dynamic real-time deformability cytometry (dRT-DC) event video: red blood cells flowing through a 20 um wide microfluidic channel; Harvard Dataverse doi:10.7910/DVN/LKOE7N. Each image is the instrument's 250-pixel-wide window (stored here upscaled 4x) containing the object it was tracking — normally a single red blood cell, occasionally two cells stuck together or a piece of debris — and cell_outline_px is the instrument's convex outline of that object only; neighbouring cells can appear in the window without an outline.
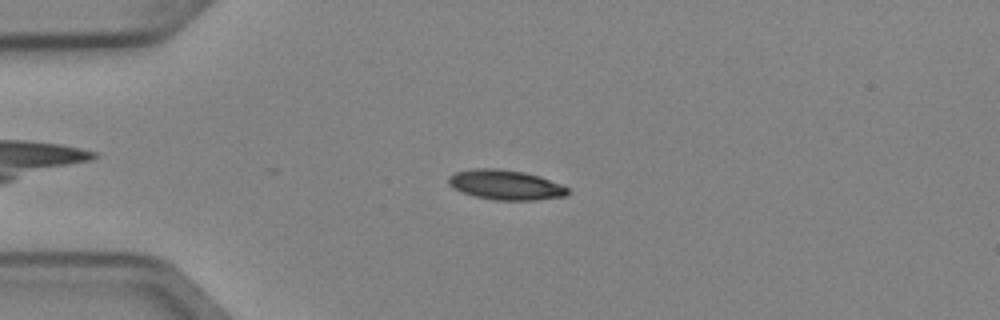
{"species": "Egyptian fruit bat (a non-hibernating species)", "species_latin": "Rousettus aegyptiacus", "temperature_condition": "cold", "stored_images_in_passage": 3, "segment_of_instrument_passage": [1, 2], "camera_frame_rate_fps": 3000, "um_per_image_px": 0.085, "animal": {"sex": "female"}, "frame": {"image": 1, "passage_image": 1, "time_ms": 0.0, "image_size_px": [1000, 320], "cell_outline_px": [[568, 192], [564, 196], [532, 200], [492, 200], [476, 196], [452, 188], [448, 184], [448, 176], [456, 172], [472, 168], [496, 168], [524, 172], [540, 176], [560, 184], [568, 188]], "centroid_in_image_um": [42.93, 15.7], "position_along_channel_um": 42.1, "area_um2": 20.63}}